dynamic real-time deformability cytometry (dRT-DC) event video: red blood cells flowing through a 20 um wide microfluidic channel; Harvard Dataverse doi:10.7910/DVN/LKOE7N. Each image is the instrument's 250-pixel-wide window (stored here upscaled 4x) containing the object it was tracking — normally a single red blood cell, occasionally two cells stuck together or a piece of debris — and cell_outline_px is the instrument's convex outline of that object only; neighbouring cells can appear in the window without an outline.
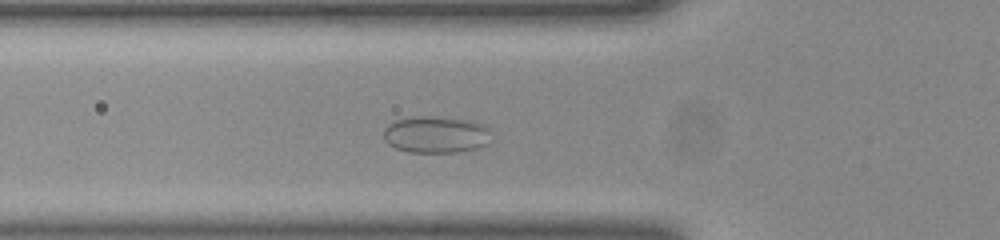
{"species": "common noctule bat (a hibernating species)", "species_latin": "Nyctalus noctula", "temperature_condition": "room temperature", "stored_images_in_passage": 41, "camera_frame_rate_fps": 3000, "um_per_image_px": 0.085, "animal": {"sex": "female", "body_mass_g": 23.0, "forearm_length_mm": 53.4}, "frame": {"image": 1, "passage_image": 10, "time_ms": 3.0, "image_size_px": [1000, 240], "cell_outline_px": [[488, 144], [456, 152], [408, 152], [396, 148], [388, 144], [384, 140], [384, 128], [388, 124], [396, 120], [420, 116], [440, 116], [468, 120], [480, 124], [488, 128]], "centroid_in_image_um": [36.99, 11.43], "position_along_channel_um": 88.8, "area_um2": 22.83}}
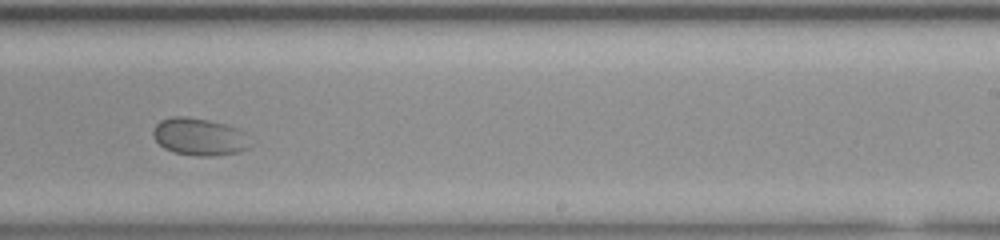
{"frame": {"image": 2, "passage_image": 24, "time_ms": 7.667, "image_size_px": [1000, 240], "cell_outline_px": [[248, 148], [236, 152], [212, 156], [196, 156], [172, 152], [164, 148], [156, 140], [152, 132], [156, 124], [160, 120], [172, 116], [184, 116], [208, 120], [224, 124], [236, 128], [244, 132]], "centroid_in_image_um": [16.87, 11.62], "position_along_channel_um": 272.1, "area_um2": 20.81}}
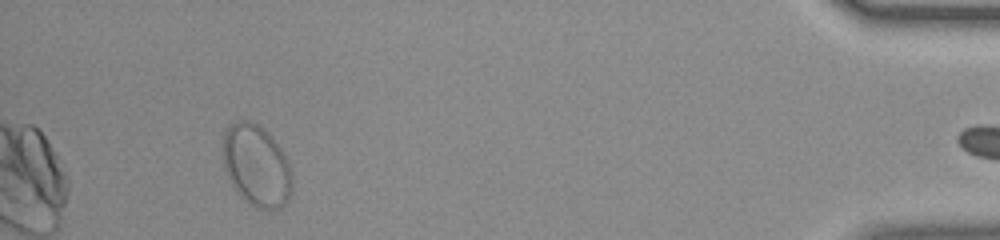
{"frame": {"image": 3, "passage_image": 40, "time_ms": 13.0, "image_size_px": [1000, 240], "cell_outline_px": [[292, 184], [288, 200], [280, 208], [256, 208], [248, 204], [240, 196], [232, 184], [224, 168], [224, 132], [228, 124], [240, 120], [248, 120], [264, 128], [272, 136], [288, 160], [292, 180]], "centroid_in_image_um": [21.8, 14.06], "position_along_channel_um": 413.4, "area_um2": 32.83}}